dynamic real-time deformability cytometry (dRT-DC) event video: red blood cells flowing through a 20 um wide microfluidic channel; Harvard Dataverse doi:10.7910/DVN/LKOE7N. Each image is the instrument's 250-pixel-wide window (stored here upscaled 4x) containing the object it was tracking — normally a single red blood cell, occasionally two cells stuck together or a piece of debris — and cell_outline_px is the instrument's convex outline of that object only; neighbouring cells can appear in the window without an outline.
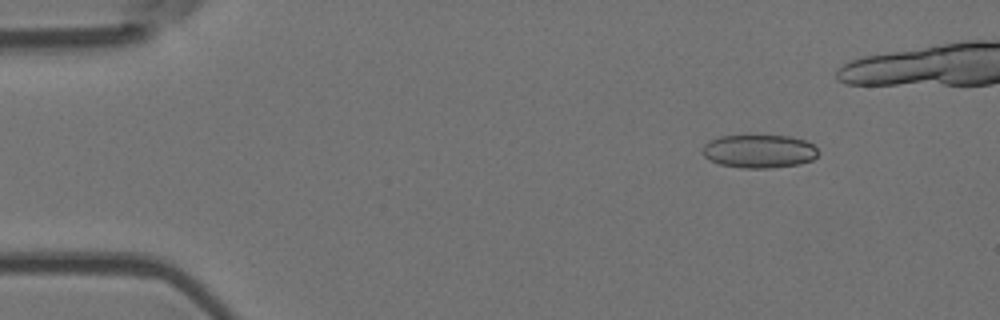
{"species": "Egyptian fruit bat (a non-hibernating species)", "species_latin": "Rousettus aegyptiacus", "temperature_condition": "room temperature", "stored_images_in_passage": 5, "camera_frame_rate_fps": 3000, "um_per_image_px": 0.085, "animal": {"sex": "female"}, "frame": {"image": 1, "passage_image": 2, "time_ms": 0.333, "image_size_px": [1000, 320], "cell_outline_px": [[820, 152], [812, 160], [800, 164], [768, 168], [744, 168], [720, 164], [704, 156], [704, 144], [708, 140], [720, 136], [792, 136], [804, 140], [812, 144]], "centroid_in_image_um": [64.56, 12.85], "position_along_channel_um": 20.4, "area_um2": 22.31}}